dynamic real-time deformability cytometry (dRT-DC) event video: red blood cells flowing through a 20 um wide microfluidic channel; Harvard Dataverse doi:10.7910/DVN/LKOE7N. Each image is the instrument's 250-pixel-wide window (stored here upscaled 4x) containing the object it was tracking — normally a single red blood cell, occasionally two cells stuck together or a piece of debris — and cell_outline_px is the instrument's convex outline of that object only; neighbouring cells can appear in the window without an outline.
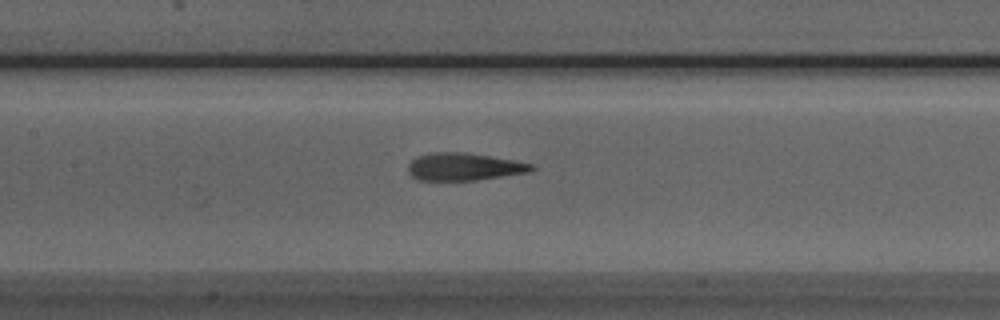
{"species": "Egyptian fruit bat (a non-hibernating species)", "species_latin": "Rousettus aegyptiacus", "temperature_condition": "room temperature", "stored_images_in_passage": 36, "camera_frame_rate_fps": 3000, "um_per_image_px": 0.085, "animal": {"sex": "male"}, "frame": {"image": 1, "passage_image": 16, "time_ms": 5.0, "image_size_px": [1000, 320], "cell_outline_px": [[536, 168], [528, 172], [476, 180], [416, 180], [408, 172], [408, 164], [416, 156], [432, 152], [464, 152], [512, 160], [532, 164]], "centroid_in_image_um": [39.38, 14.17], "position_along_channel_um": 168.0, "area_um2": 19.65}}
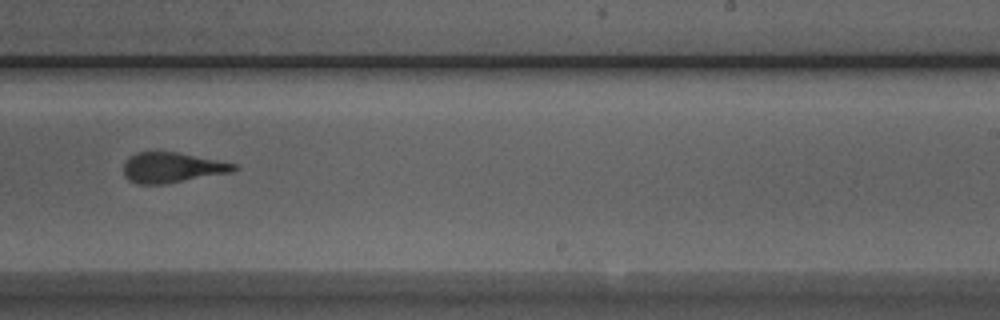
{"frame": {"image": 2, "passage_image": 24, "time_ms": 7.667, "image_size_px": [1000, 320], "cell_outline_px": [[240, 168], [232, 172], [164, 184], [140, 184], [128, 180], [124, 176], [124, 164], [128, 156], [136, 152], [176, 152], [236, 164]], "centroid_in_image_um": [14.6, 14.24], "position_along_channel_um": 274.4, "area_um2": 19.36}}
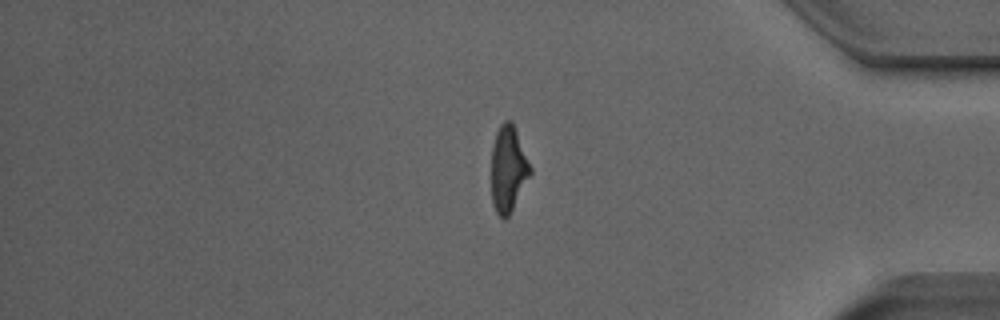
{"frame": {"image": 3, "passage_image": 35, "time_ms": 11.333, "image_size_px": [1000, 320], "cell_outline_px": [[532, 172], [508, 216], [504, 220], [496, 212], [492, 204], [492, 148], [496, 132], [500, 124], [504, 120], [512, 120], [532, 168]], "centroid_in_image_um": [43.2, 14.33], "position_along_channel_um": 392.0, "area_um2": 19.42}}